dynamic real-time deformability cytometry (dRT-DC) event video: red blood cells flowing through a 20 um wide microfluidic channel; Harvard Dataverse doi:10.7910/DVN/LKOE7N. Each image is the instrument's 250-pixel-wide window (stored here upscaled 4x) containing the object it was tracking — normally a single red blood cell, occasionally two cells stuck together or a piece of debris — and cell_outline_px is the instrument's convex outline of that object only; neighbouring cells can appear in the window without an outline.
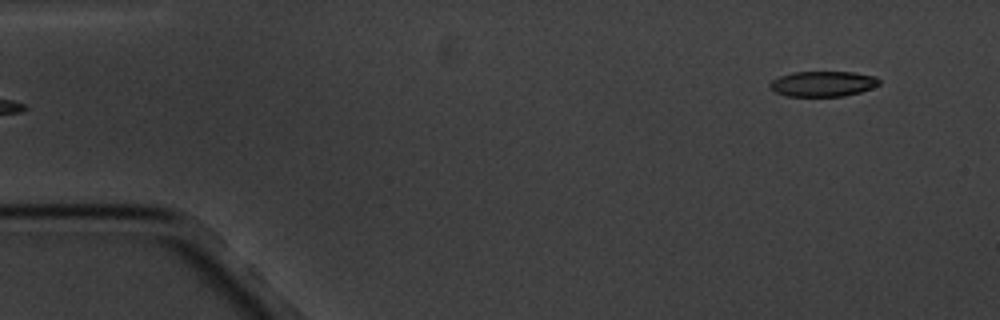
{"species": "common noctule bat (a hibernating species)", "species_latin": "Nyctalus noctula", "temperature_condition": "cold", "stored_images_in_passage": 5, "segment_of_instrument_passage": [2, 2], "camera_frame_rate_fps": 3000, "um_per_image_px": 0.085, "animal": {"sex": "male", "body_mass_g": 20.1, "forearm_length_mm": 53.5}, "frame": {"image": 1, "passage_image": 5, "time_ms": 5.667, "image_size_px": [1000, 320], "cell_outline_px": [[880, 84], [872, 88], [860, 92], [844, 96], [788, 96], [776, 92], [768, 84], [772, 80], [780, 76], [792, 72], [852, 72], [876, 76], [880, 80]], "centroid_in_image_um": [69.97, 7.12], "position_along_channel_um": 15.0, "area_um2": 16.13}}